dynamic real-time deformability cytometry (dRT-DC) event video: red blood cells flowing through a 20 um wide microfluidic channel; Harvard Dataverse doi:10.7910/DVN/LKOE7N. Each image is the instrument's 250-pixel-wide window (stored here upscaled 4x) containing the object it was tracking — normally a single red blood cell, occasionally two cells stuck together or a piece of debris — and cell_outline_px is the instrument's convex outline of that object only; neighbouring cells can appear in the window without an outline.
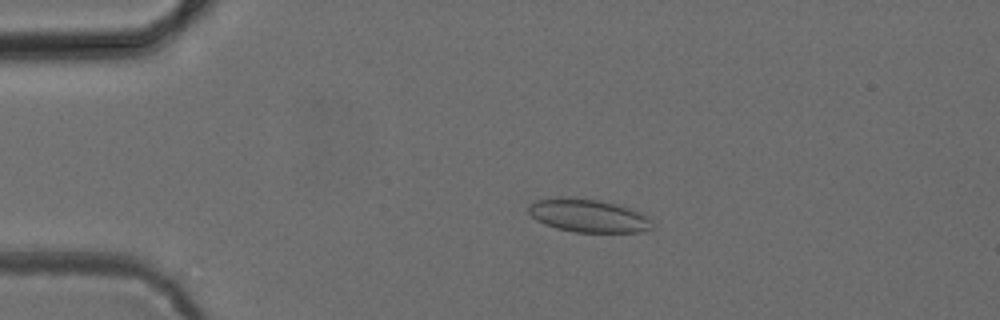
{"species": "common noctule bat (a hibernating species)", "species_latin": "Nyctalus noctula", "temperature_condition": "cold", "stored_images_in_passage": 44, "camera_frame_rate_fps": 3000, "um_per_image_px": 0.085, "animal": {"sex": "female", "body_mass_g": 24.6, "forearm_length_mm": 56.2}, "frame": {"image": 1, "passage_image": 10, "time_ms": 3.0, "image_size_px": [1000, 320], "cell_outline_px": [[652, 228], [640, 232], [576, 232], [556, 228], [544, 224], [536, 220], [528, 212], [528, 208], [536, 200], [560, 196], [564, 196], [600, 200], [616, 204], [640, 212], [648, 216], [652, 220]], "centroid_in_image_um": [50.0, 18.32], "position_along_channel_um": 35.0, "area_um2": 23.99}}
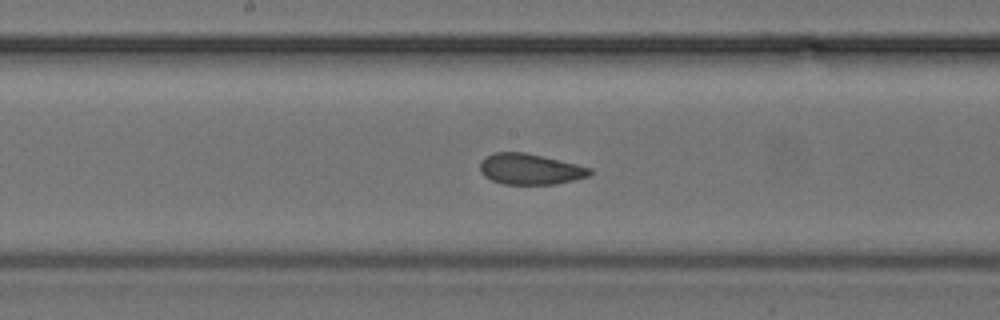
{"frame": {"image": 2, "passage_image": 26, "time_ms": 8.333, "image_size_px": [1000, 320], "cell_outline_px": [[592, 172], [588, 176], [556, 184], [504, 184], [492, 180], [484, 176], [480, 172], [480, 160], [484, 156], [492, 152], [524, 152], [576, 164], [592, 168]], "centroid_in_image_um": [45.0, 14.37], "position_along_channel_um": 203.2, "area_um2": 19.71}}
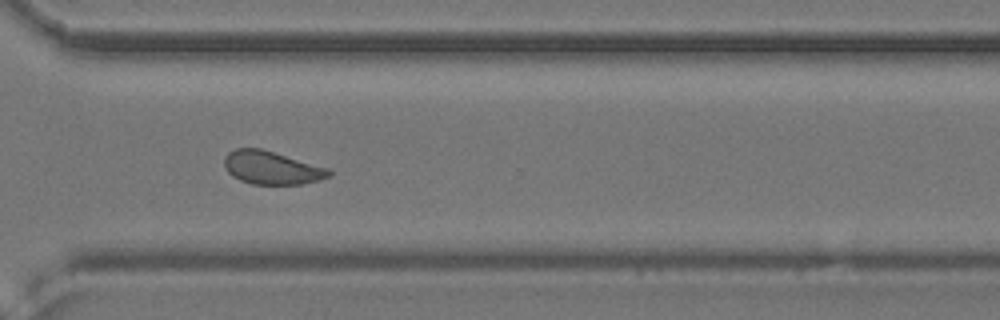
{"frame": {"image": 3, "passage_image": 37, "time_ms": 12.0, "image_size_px": [1000, 320], "cell_outline_px": [[332, 176], [320, 180], [304, 184], [252, 184], [240, 180], [232, 176], [224, 168], [224, 156], [228, 152], [236, 148], [260, 148], [328, 168], [332, 172]], "centroid_in_image_um": [23.08, 14.26], "position_along_channel_um": 347.5, "area_um2": 20.29}}